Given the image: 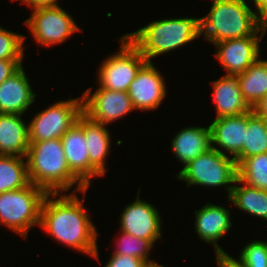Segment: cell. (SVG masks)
<instances>
[{
    "label": "cell",
    "mask_w": 267,
    "mask_h": 267,
    "mask_svg": "<svg viewBox=\"0 0 267 267\" xmlns=\"http://www.w3.org/2000/svg\"><path fill=\"white\" fill-rule=\"evenodd\" d=\"M55 199L59 193H48L41 207L39 226L61 244L99 259L98 231L87 215L76 192ZM54 198L52 199L51 196ZM51 198V199H50Z\"/></svg>",
    "instance_id": "1"
},
{
    "label": "cell",
    "mask_w": 267,
    "mask_h": 267,
    "mask_svg": "<svg viewBox=\"0 0 267 267\" xmlns=\"http://www.w3.org/2000/svg\"><path fill=\"white\" fill-rule=\"evenodd\" d=\"M26 160L30 183L47 193L67 192L77 184L73 193L86 194L88 188L70 171L61 139L30 142Z\"/></svg>",
    "instance_id": "2"
},
{
    "label": "cell",
    "mask_w": 267,
    "mask_h": 267,
    "mask_svg": "<svg viewBox=\"0 0 267 267\" xmlns=\"http://www.w3.org/2000/svg\"><path fill=\"white\" fill-rule=\"evenodd\" d=\"M264 33L262 19L245 0H213L208 15L201 18V34L214 44Z\"/></svg>",
    "instance_id": "3"
},
{
    "label": "cell",
    "mask_w": 267,
    "mask_h": 267,
    "mask_svg": "<svg viewBox=\"0 0 267 267\" xmlns=\"http://www.w3.org/2000/svg\"><path fill=\"white\" fill-rule=\"evenodd\" d=\"M125 35L140 50L147 62H151V59L200 37L201 18L157 20Z\"/></svg>",
    "instance_id": "4"
},
{
    "label": "cell",
    "mask_w": 267,
    "mask_h": 267,
    "mask_svg": "<svg viewBox=\"0 0 267 267\" xmlns=\"http://www.w3.org/2000/svg\"><path fill=\"white\" fill-rule=\"evenodd\" d=\"M47 194L32 183L1 193L0 223L27 238L29 229L40 224L41 207Z\"/></svg>",
    "instance_id": "5"
},
{
    "label": "cell",
    "mask_w": 267,
    "mask_h": 267,
    "mask_svg": "<svg viewBox=\"0 0 267 267\" xmlns=\"http://www.w3.org/2000/svg\"><path fill=\"white\" fill-rule=\"evenodd\" d=\"M176 176L188 186H224L229 198L233 185L228 187V184H235L238 178L237 163L234 158L211 148L191 160Z\"/></svg>",
    "instance_id": "6"
},
{
    "label": "cell",
    "mask_w": 267,
    "mask_h": 267,
    "mask_svg": "<svg viewBox=\"0 0 267 267\" xmlns=\"http://www.w3.org/2000/svg\"><path fill=\"white\" fill-rule=\"evenodd\" d=\"M120 39L121 49L102 62L97 79L100 88L128 92L129 85L147 60L126 35Z\"/></svg>",
    "instance_id": "7"
},
{
    "label": "cell",
    "mask_w": 267,
    "mask_h": 267,
    "mask_svg": "<svg viewBox=\"0 0 267 267\" xmlns=\"http://www.w3.org/2000/svg\"><path fill=\"white\" fill-rule=\"evenodd\" d=\"M83 114L82 97L59 101L37 113L29 125V142L60 139Z\"/></svg>",
    "instance_id": "8"
},
{
    "label": "cell",
    "mask_w": 267,
    "mask_h": 267,
    "mask_svg": "<svg viewBox=\"0 0 267 267\" xmlns=\"http://www.w3.org/2000/svg\"><path fill=\"white\" fill-rule=\"evenodd\" d=\"M28 25L34 40L48 47L63 43L74 32L80 31L74 19L60 6H43L33 9Z\"/></svg>",
    "instance_id": "9"
},
{
    "label": "cell",
    "mask_w": 267,
    "mask_h": 267,
    "mask_svg": "<svg viewBox=\"0 0 267 267\" xmlns=\"http://www.w3.org/2000/svg\"><path fill=\"white\" fill-rule=\"evenodd\" d=\"M91 90L92 87L82 95L83 114L94 122L106 125L135 110L126 91H113L99 87L91 94Z\"/></svg>",
    "instance_id": "10"
},
{
    "label": "cell",
    "mask_w": 267,
    "mask_h": 267,
    "mask_svg": "<svg viewBox=\"0 0 267 267\" xmlns=\"http://www.w3.org/2000/svg\"><path fill=\"white\" fill-rule=\"evenodd\" d=\"M265 33L259 36L228 39L214 44V53L227 74L239 75L244 73L252 63L260 57V41Z\"/></svg>",
    "instance_id": "11"
},
{
    "label": "cell",
    "mask_w": 267,
    "mask_h": 267,
    "mask_svg": "<svg viewBox=\"0 0 267 267\" xmlns=\"http://www.w3.org/2000/svg\"><path fill=\"white\" fill-rule=\"evenodd\" d=\"M137 196L135 202L128 204L121 215V232L142 239H149L153 244L161 236V216L150 203L142 201Z\"/></svg>",
    "instance_id": "12"
},
{
    "label": "cell",
    "mask_w": 267,
    "mask_h": 267,
    "mask_svg": "<svg viewBox=\"0 0 267 267\" xmlns=\"http://www.w3.org/2000/svg\"><path fill=\"white\" fill-rule=\"evenodd\" d=\"M161 75L152 62H146L140 68L128 88L134 109L148 111L160 106L166 97V85Z\"/></svg>",
    "instance_id": "13"
},
{
    "label": "cell",
    "mask_w": 267,
    "mask_h": 267,
    "mask_svg": "<svg viewBox=\"0 0 267 267\" xmlns=\"http://www.w3.org/2000/svg\"><path fill=\"white\" fill-rule=\"evenodd\" d=\"M70 171L87 187L93 177L103 175L90 163L83 128L76 122L61 138Z\"/></svg>",
    "instance_id": "14"
},
{
    "label": "cell",
    "mask_w": 267,
    "mask_h": 267,
    "mask_svg": "<svg viewBox=\"0 0 267 267\" xmlns=\"http://www.w3.org/2000/svg\"><path fill=\"white\" fill-rule=\"evenodd\" d=\"M195 231L201 240L208 244H214L216 258L228 256L217 241L231 228L230 211L223 206L207 203L201 209L196 210Z\"/></svg>",
    "instance_id": "15"
},
{
    "label": "cell",
    "mask_w": 267,
    "mask_h": 267,
    "mask_svg": "<svg viewBox=\"0 0 267 267\" xmlns=\"http://www.w3.org/2000/svg\"><path fill=\"white\" fill-rule=\"evenodd\" d=\"M209 127L211 132V147L225 155V152H228L235 159L241 153L243 144L245 143L247 113L217 118L211 122ZM214 145L218 146L216 147Z\"/></svg>",
    "instance_id": "16"
},
{
    "label": "cell",
    "mask_w": 267,
    "mask_h": 267,
    "mask_svg": "<svg viewBox=\"0 0 267 267\" xmlns=\"http://www.w3.org/2000/svg\"><path fill=\"white\" fill-rule=\"evenodd\" d=\"M35 97L36 94L32 91L26 72L21 66L0 84V113L23 115Z\"/></svg>",
    "instance_id": "17"
},
{
    "label": "cell",
    "mask_w": 267,
    "mask_h": 267,
    "mask_svg": "<svg viewBox=\"0 0 267 267\" xmlns=\"http://www.w3.org/2000/svg\"><path fill=\"white\" fill-rule=\"evenodd\" d=\"M213 86V102L216 106L217 118L243 115L252 110L245 101L239 87V75L226 74L217 81L211 82Z\"/></svg>",
    "instance_id": "18"
},
{
    "label": "cell",
    "mask_w": 267,
    "mask_h": 267,
    "mask_svg": "<svg viewBox=\"0 0 267 267\" xmlns=\"http://www.w3.org/2000/svg\"><path fill=\"white\" fill-rule=\"evenodd\" d=\"M21 114L0 113V155L26 158L29 149V125Z\"/></svg>",
    "instance_id": "19"
},
{
    "label": "cell",
    "mask_w": 267,
    "mask_h": 267,
    "mask_svg": "<svg viewBox=\"0 0 267 267\" xmlns=\"http://www.w3.org/2000/svg\"><path fill=\"white\" fill-rule=\"evenodd\" d=\"M174 155L185 166L193 159L211 149L210 127H186L172 140Z\"/></svg>",
    "instance_id": "20"
},
{
    "label": "cell",
    "mask_w": 267,
    "mask_h": 267,
    "mask_svg": "<svg viewBox=\"0 0 267 267\" xmlns=\"http://www.w3.org/2000/svg\"><path fill=\"white\" fill-rule=\"evenodd\" d=\"M77 123L84 131L90 163L104 176L105 159L109 155L111 144L110 133L106 125L94 122L84 114L78 118Z\"/></svg>",
    "instance_id": "21"
},
{
    "label": "cell",
    "mask_w": 267,
    "mask_h": 267,
    "mask_svg": "<svg viewBox=\"0 0 267 267\" xmlns=\"http://www.w3.org/2000/svg\"><path fill=\"white\" fill-rule=\"evenodd\" d=\"M239 87L245 101L253 107L267 95V60L259 58L242 74Z\"/></svg>",
    "instance_id": "22"
},
{
    "label": "cell",
    "mask_w": 267,
    "mask_h": 267,
    "mask_svg": "<svg viewBox=\"0 0 267 267\" xmlns=\"http://www.w3.org/2000/svg\"><path fill=\"white\" fill-rule=\"evenodd\" d=\"M235 183L244 185H233L228 201L232 202L239 210L245 211V213L267 220V190L249 186L240 182L238 178Z\"/></svg>",
    "instance_id": "23"
},
{
    "label": "cell",
    "mask_w": 267,
    "mask_h": 267,
    "mask_svg": "<svg viewBox=\"0 0 267 267\" xmlns=\"http://www.w3.org/2000/svg\"><path fill=\"white\" fill-rule=\"evenodd\" d=\"M267 153V120L258 116L253 109L247 113L245 143L235 158L237 166L246 158Z\"/></svg>",
    "instance_id": "24"
},
{
    "label": "cell",
    "mask_w": 267,
    "mask_h": 267,
    "mask_svg": "<svg viewBox=\"0 0 267 267\" xmlns=\"http://www.w3.org/2000/svg\"><path fill=\"white\" fill-rule=\"evenodd\" d=\"M30 184L24 157L0 155V194Z\"/></svg>",
    "instance_id": "25"
},
{
    "label": "cell",
    "mask_w": 267,
    "mask_h": 267,
    "mask_svg": "<svg viewBox=\"0 0 267 267\" xmlns=\"http://www.w3.org/2000/svg\"><path fill=\"white\" fill-rule=\"evenodd\" d=\"M237 170L240 182L267 190V153L246 157Z\"/></svg>",
    "instance_id": "26"
},
{
    "label": "cell",
    "mask_w": 267,
    "mask_h": 267,
    "mask_svg": "<svg viewBox=\"0 0 267 267\" xmlns=\"http://www.w3.org/2000/svg\"><path fill=\"white\" fill-rule=\"evenodd\" d=\"M122 235L118 239V249L114 252L117 255H128L135 258H140L148 265L156 262L149 259V252L153 247V243L149 239H142L133 235L121 232Z\"/></svg>",
    "instance_id": "27"
},
{
    "label": "cell",
    "mask_w": 267,
    "mask_h": 267,
    "mask_svg": "<svg viewBox=\"0 0 267 267\" xmlns=\"http://www.w3.org/2000/svg\"><path fill=\"white\" fill-rule=\"evenodd\" d=\"M232 259L239 267H267V243L252 241L242 249L239 260Z\"/></svg>",
    "instance_id": "28"
},
{
    "label": "cell",
    "mask_w": 267,
    "mask_h": 267,
    "mask_svg": "<svg viewBox=\"0 0 267 267\" xmlns=\"http://www.w3.org/2000/svg\"><path fill=\"white\" fill-rule=\"evenodd\" d=\"M25 38L0 26V60H22Z\"/></svg>",
    "instance_id": "29"
},
{
    "label": "cell",
    "mask_w": 267,
    "mask_h": 267,
    "mask_svg": "<svg viewBox=\"0 0 267 267\" xmlns=\"http://www.w3.org/2000/svg\"><path fill=\"white\" fill-rule=\"evenodd\" d=\"M105 267H147L148 264L140 258L128 255L112 254Z\"/></svg>",
    "instance_id": "30"
},
{
    "label": "cell",
    "mask_w": 267,
    "mask_h": 267,
    "mask_svg": "<svg viewBox=\"0 0 267 267\" xmlns=\"http://www.w3.org/2000/svg\"><path fill=\"white\" fill-rule=\"evenodd\" d=\"M22 66V60H0V84Z\"/></svg>",
    "instance_id": "31"
},
{
    "label": "cell",
    "mask_w": 267,
    "mask_h": 267,
    "mask_svg": "<svg viewBox=\"0 0 267 267\" xmlns=\"http://www.w3.org/2000/svg\"><path fill=\"white\" fill-rule=\"evenodd\" d=\"M22 3H26L27 6L30 5L32 9L43 7V6H55L58 5V0H21Z\"/></svg>",
    "instance_id": "32"
},
{
    "label": "cell",
    "mask_w": 267,
    "mask_h": 267,
    "mask_svg": "<svg viewBox=\"0 0 267 267\" xmlns=\"http://www.w3.org/2000/svg\"><path fill=\"white\" fill-rule=\"evenodd\" d=\"M253 111L260 117L267 120V95L263 97L254 107Z\"/></svg>",
    "instance_id": "33"
},
{
    "label": "cell",
    "mask_w": 267,
    "mask_h": 267,
    "mask_svg": "<svg viewBox=\"0 0 267 267\" xmlns=\"http://www.w3.org/2000/svg\"><path fill=\"white\" fill-rule=\"evenodd\" d=\"M254 2L257 11L256 14L260 15L259 17L264 20L267 19V0H251Z\"/></svg>",
    "instance_id": "34"
},
{
    "label": "cell",
    "mask_w": 267,
    "mask_h": 267,
    "mask_svg": "<svg viewBox=\"0 0 267 267\" xmlns=\"http://www.w3.org/2000/svg\"><path fill=\"white\" fill-rule=\"evenodd\" d=\"M216 263L219 267H239L230 255L217 257Z\"/></svg>",
    "instance_id": "35"
},
{
    "label": "cell",
    "mask_w": 267,
    "mask_h": 267,
    "mask_svg": "<svg viewBox=\"0 0 267 267\" xmlns=\"http://www.w3.org/2000/svg\"><path fill=\"white\" fill-rule=\"evenodd\" d=\"M262 28L264 30V33H266V30H267V19L262 20Z\"/></svg>",
    "instance_id": "36"
},
{
    "label": "cell",
    "mask_w": 267,
    "mask_h": 267,
    "mask_svg": "<svg viewBox=\"0 0 267 267\" xmlns=\"http://www.w3.org/2000/svg\"><path fill=\"white\" fill-rule=\"evenodd\" d=\"M147 267H164L163 265H159L158 263L148 265Z\"/></svg>",
    "instance_id": "37"
}]
</instances>
